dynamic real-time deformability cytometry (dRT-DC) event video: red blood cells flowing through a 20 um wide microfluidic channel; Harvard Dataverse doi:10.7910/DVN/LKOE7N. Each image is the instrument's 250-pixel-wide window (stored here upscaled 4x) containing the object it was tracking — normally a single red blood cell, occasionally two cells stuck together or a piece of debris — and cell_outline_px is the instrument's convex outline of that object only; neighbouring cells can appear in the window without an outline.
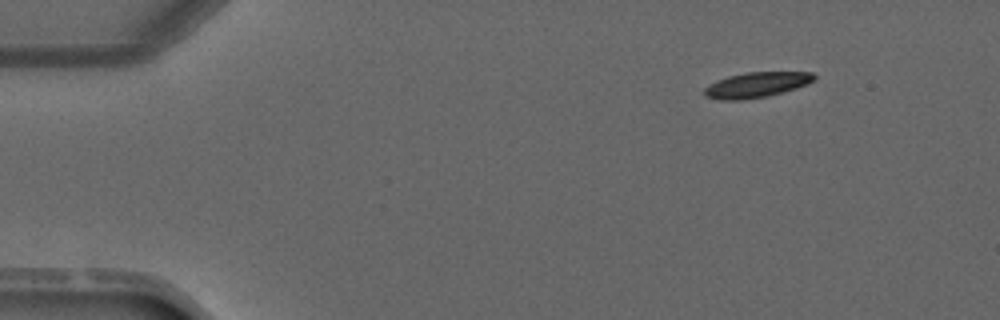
{"species": "common noctule bat (a hibernating species)", "species_latin": "Nyctalus noctula", "temperature_condition": "warm", "stored_images_in_passage": 3, "camera_frame_rate_fps": 3000, "um_per_image_px": 0.085, "animal": {"sex": "male", "forearm_length_mm": 52.5}, "frame": {"image": 1, "passage_image": 1, "time_ms": 0.0, "image_size_px": [1000, 320], "cell_outline_px": [[816, 80], [808, 84], [784, 92], [768, 96], [744, 100], [720, 100], [704, 96], [704, 88], [716, 80], [728, 76], [748, 72], [812, 72], [816, 76]], "centroid_in_image_um": [64.31, 7.22], "position_along_channel_um": 20.7, "area_um2": 16.36}}
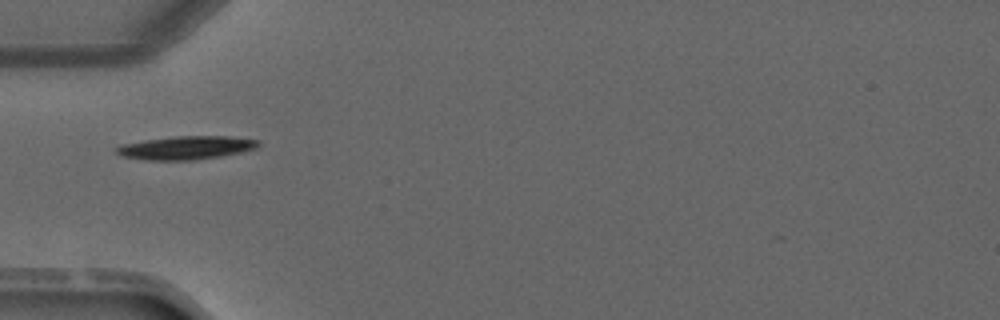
{"frame": {"image": 2, "passage_image": 3, "time_ms": 3.0, "image_size_px": [1000, 320], "cell_outline_px": [[260, 144], [256, 148], [240, 152], [220, 156], [196, 160], [144, 160], [120, 156], [116, 152], [116, 148], [120, 144], [144, 140], [176, 136], [228, 136], [260, 140]], "centroid_in_image_um": [15.79, 12.56], "position_along_channel_um": 69.2, "area_um2": 19.42}}